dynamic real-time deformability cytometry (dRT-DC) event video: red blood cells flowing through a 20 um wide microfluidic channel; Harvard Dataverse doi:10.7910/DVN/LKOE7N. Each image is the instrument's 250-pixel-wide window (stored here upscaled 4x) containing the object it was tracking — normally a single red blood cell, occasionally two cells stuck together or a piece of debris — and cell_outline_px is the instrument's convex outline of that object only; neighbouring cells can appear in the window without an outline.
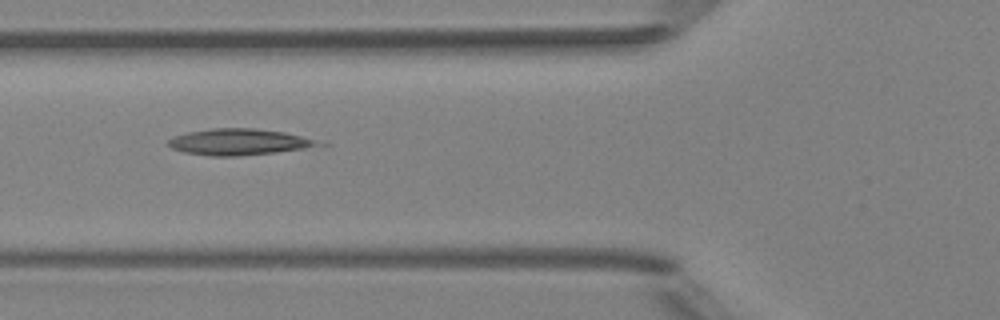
{"species": "Egyptian fruit bat (a non-hibernating species)", "species_latin": "Rousettus aegyptiacus", "temperature_condition": "room temperature", "stored_images_in_passage": 4, "camera_frame_rate_fps": 3000, "um_per_image_px": 0.085, "animal": {"sex": "female"}, "frame": {"image": 1, "passage_image": 4, "time_ms": 3.333, "image_size_px": [1000, 320], "cell_outline_px": [[328, 144], [304, 148], [272, 152], [236, 156], [212, 156], [184, 152], [172, 148], [168, 144], [168, 140], [172, 136], [188, 132], [212, 128], [256, 128], [284, 132], [300, 136]], "centroid_in_image_um": [20.26, 12.05], "position_along_channel_um": 105.5, "area_um2": 22.66}}